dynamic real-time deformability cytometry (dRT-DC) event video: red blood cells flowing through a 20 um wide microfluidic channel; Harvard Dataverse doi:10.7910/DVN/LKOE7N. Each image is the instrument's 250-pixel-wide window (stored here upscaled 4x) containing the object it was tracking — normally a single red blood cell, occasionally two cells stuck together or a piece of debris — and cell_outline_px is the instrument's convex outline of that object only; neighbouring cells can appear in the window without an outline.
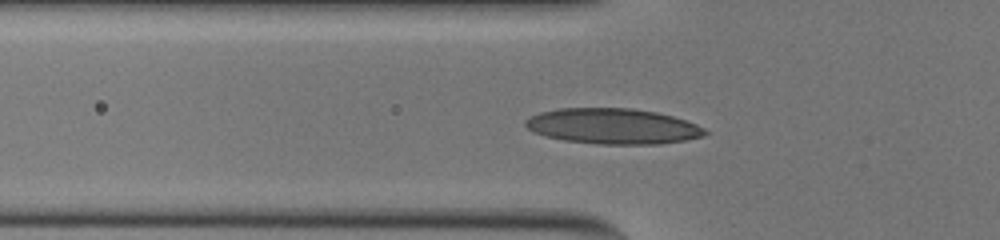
{"species": "human", "species_latin": "Homo sapiens", "temperature_condition": "cold", "stored_images_in_passage": 42, "camera_frame_rate_fps": 3000, "um_per_image_px": 0.085, "donor": {"sex": "male"}, "frame": {"image": 1, "passage_image": 10, "time_ms": 3.0, "image_size_px": [1000, 240], "cell_outline_px": [[708, 132], [704, 136], [684, 140], [660, 144], [600, 144], [564, 140], [544, 136], [532, 132], [524, 124], [524, 120], [540, 112], [560, 108], [632, 108], [656, 112], [672, 116], [696, 124], [704, 128]], "centroid_in_image_um": [52.07, 10.73], "position_along_channel_um": 73.7, "area_um2": 37.17}}
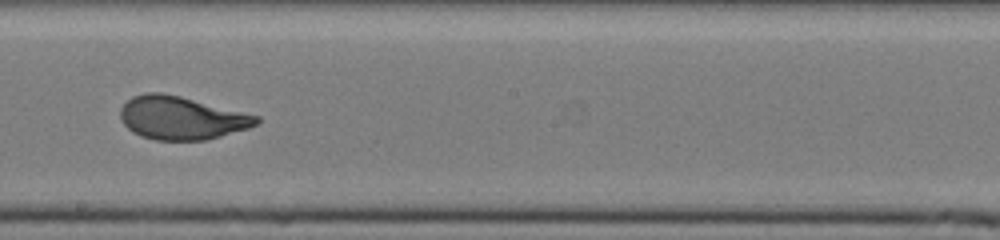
{"frame": {"image": 2, "passage_image": 23, "time_ms": 7.333, "image_size_px": [1000, 240], "cell_outline_px": [[260, 120], [256, 124], [248, 128], [208, 140], [156, 140], [140, 136], [132, 132], [120, 120], [120, 108], [132, 96], [144, 92], [160, 92], [180, 96], [260, 116]], "centroid_in_image_um": [15.4, 10.02], "position_along_channel_um": 232.8, "area_um2": 34.28}}
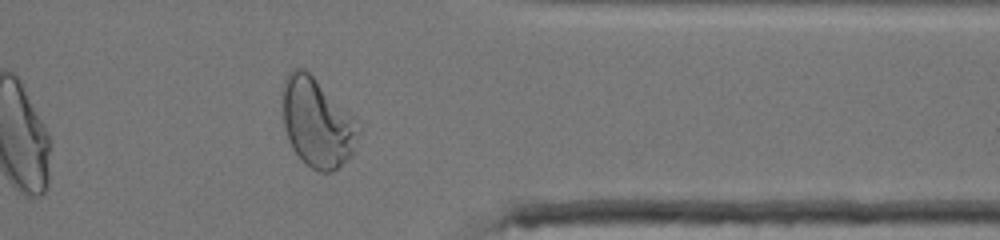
{"frame": {"image": 3, "passage_image": 36, "time_ms": 11.667, "image_size_px": [1000, 240], "cell_outline_px": [[360, 132], [352, 152], [332, 172], [320, 172], [312, 168], [292, 148], [288, 140], [284, 128], [280, 100], [284, 80], [288, 72], [292, 68], [304, 68], [360, 124]], "centroid_in_image_um": [26.89, 10.4], "position_along_channel_um": 384.5, "area_um2": 38.96}, "authors_computed_cell_mechanics": {"area_um2": 34.0731, "velocity_mm_per_s": 3.6847, "shape_relaxation_time_tau1_ms": 4.7052, "shape_relaxation_time_tau2_ms": null, "deformation_change_tau1": 0.2022, "deformation_change_tau2": null}}